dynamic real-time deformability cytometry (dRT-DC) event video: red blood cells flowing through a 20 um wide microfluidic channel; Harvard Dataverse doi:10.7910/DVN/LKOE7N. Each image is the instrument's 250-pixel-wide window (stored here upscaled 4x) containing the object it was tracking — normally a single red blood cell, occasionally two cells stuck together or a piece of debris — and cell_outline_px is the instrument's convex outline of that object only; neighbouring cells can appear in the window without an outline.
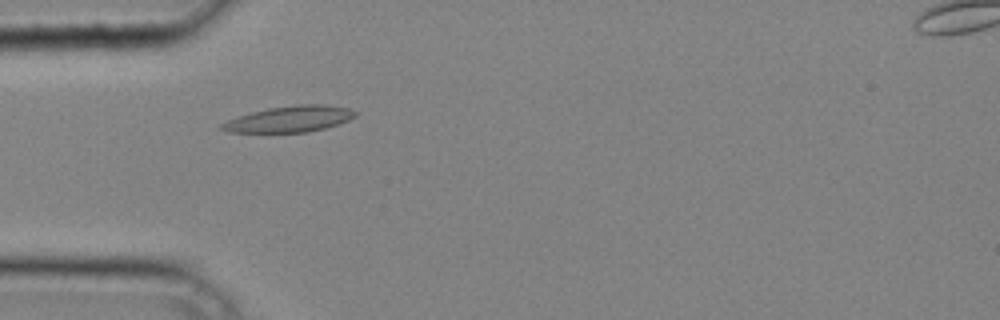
{"species": "common noctule bat (a hibernating species)", "species_latin": "Nyctalus noctula", "temperature_condition": "cold", "stored_images_in_passage": 36, "camera_frame_rate_fps": 3000, "um_per_image_px": 0.085, "animal": {"sex": "male", "body_mass_g": 20.4}, "frame": {"image": 1, "passage_image": 12, "time_ms": 3.667, "image_size_px": [1000, 320], "cell_outline_px": [[360, 112], [356, 116], [340, 124], [308, 132], [228, 132], [220, 128], [220, 124], [228, 120], [252, 112], [268, 108], [300, 104], [324, 104], [348, 108]], "centroid_in_image_um": [24.67, 10.11], "position_along_channel_um": 60.3, "area_um2": 20.23}}
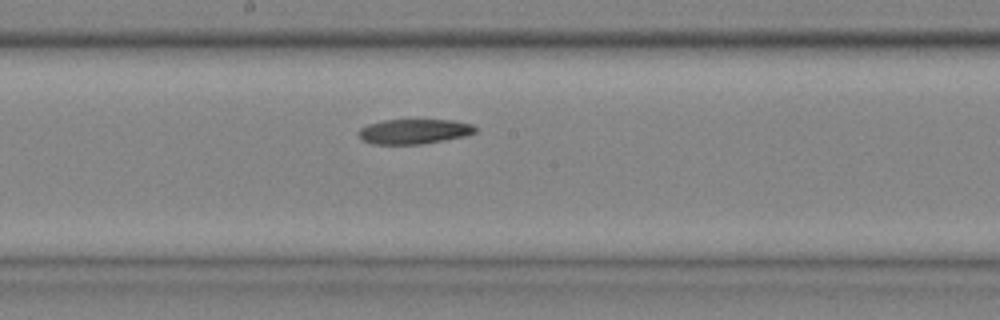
{"frame": {"image": 2, "passage_image": 22, "time_ms": 7.0, "image_size_px": [1000, 320], "cell_outline_px": [[476, 132], [464, 136], [424, 144], [372, 144], [364, 140], [356, 132], [360, 128], [368, 124], [384, 120], [452, 120], [472, 124], [476, 128]], "centroid_in_image_um": [35.18, 11.17], "position_along_channel_um": 213.0, "area_um2": 16.88}}
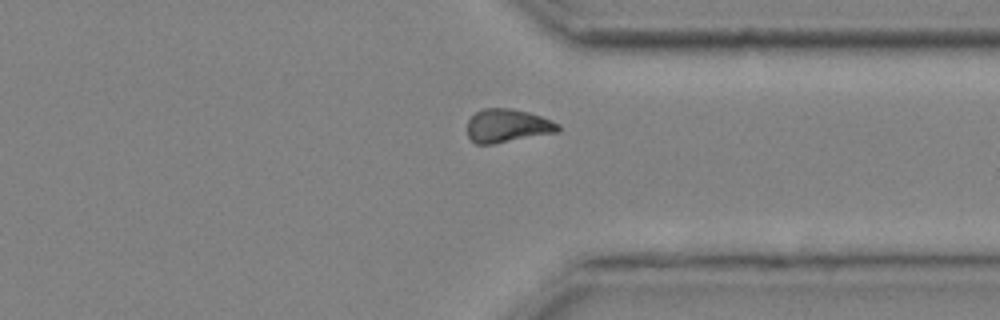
{"frame": {"image": 3, "passage_image": 32, "time_ms": 10.333, "image_size_px": [1000, 320], "cell_outline_px": [[560, 132], [492, 144], [476, 144], [468, 136], [468, 120], [476, 112], [484, 108], [512, 108], [528, 112], [552, 120], [560, 124]], "centroid_in_image_um": [43.16, 10.69], "position_along_channel_um": 368.2, "area_um2": 17.74}}